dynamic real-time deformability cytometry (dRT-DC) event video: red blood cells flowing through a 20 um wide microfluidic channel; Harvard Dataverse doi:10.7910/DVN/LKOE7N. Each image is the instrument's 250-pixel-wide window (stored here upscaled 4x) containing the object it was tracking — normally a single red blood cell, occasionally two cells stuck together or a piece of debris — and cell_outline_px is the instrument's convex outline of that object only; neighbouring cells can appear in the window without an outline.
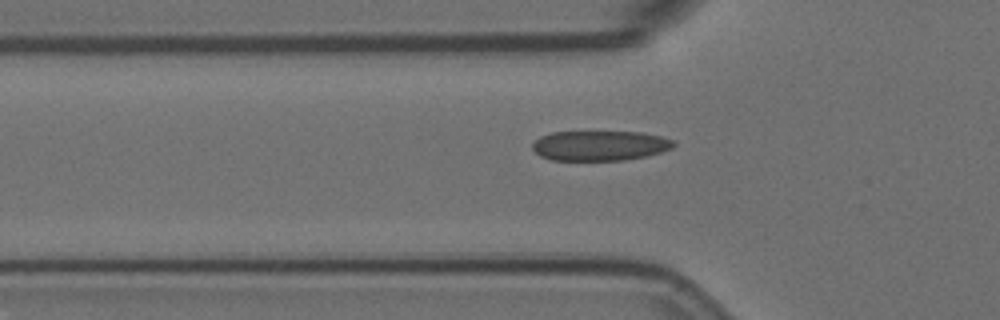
{"species": "Egyptian fruit bat (a non-hibernating species)", "species_latin": "Rousettus aegyptiacus", "temperature_condition": "room temperature", "stored_images_in_passage": 40, "camera_frame_rate_fps": 3000, "um_per_image_px": 0.085, "animal": {"sex": "female"}, "frame": {"image": 1, "passage_image": 9, "time_ms": 2.667, "image_size_px": [1000, 320], "cell_outline_px": [[676, 144], [672, 148], [660, 152], [644, 156], [624, 160], [552, 160], [540, 156], [532, 148], [532, 144], [540, 136], [552, 132], [640, 132], [660, 136], [676, 140]], "centroid_in_image_um": [50.99, 12.37], "position_along_channel_um": 74.8, "area_um2": 24.62}}
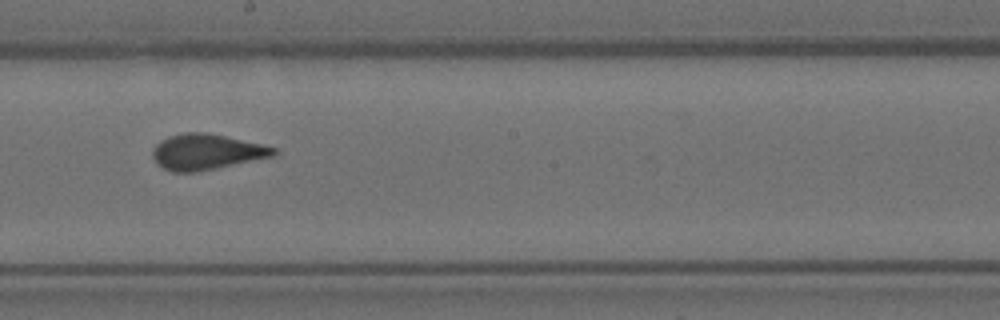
{"frame": {"image": 2, "passage_image": 22, "time_ms": 7.0, "image_size_px": [1000, 320], "cell_outline_px": [[280, 152], [272, 156], [196, 172], [172, 172], [156, 164], [152, 156], [152, 148], [160, 140], [168, 136], [184, 132], [204, 132], [224, 136], [260, 144], [276, 148]], "centroid_in_image_um": [17.48, 12.91], "position_along_channel_um": 230.7, "area_um2": 24.97}}
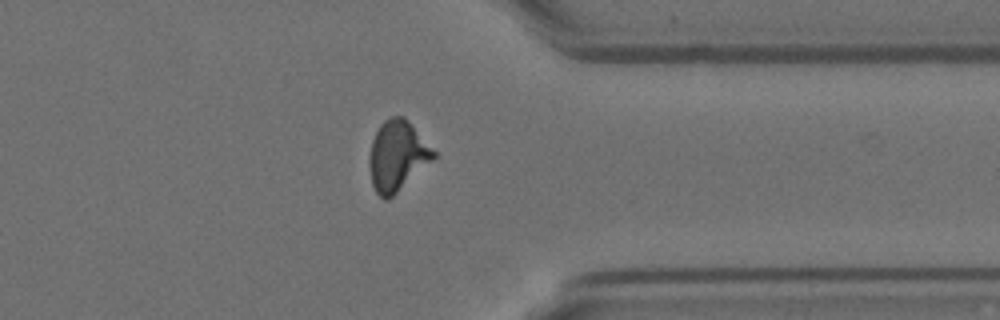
{"frame": {"image": 3, "passage_image": 35, "time_ms": 11.333, "image_size_px": [1000, 320], "cell_outline_px": [[436, 156], [432, 160], [388, 200], [384, 200], [376, 192], [372, 184], [372, 140], [380, 124], [384, 120], [392, 116], [404, 116], [408, 120], [436, 152]], "centroid_in_image_um": [33.8, 13.22], "position_along_channel_um": 377.6, "area_um2": 25.37}}